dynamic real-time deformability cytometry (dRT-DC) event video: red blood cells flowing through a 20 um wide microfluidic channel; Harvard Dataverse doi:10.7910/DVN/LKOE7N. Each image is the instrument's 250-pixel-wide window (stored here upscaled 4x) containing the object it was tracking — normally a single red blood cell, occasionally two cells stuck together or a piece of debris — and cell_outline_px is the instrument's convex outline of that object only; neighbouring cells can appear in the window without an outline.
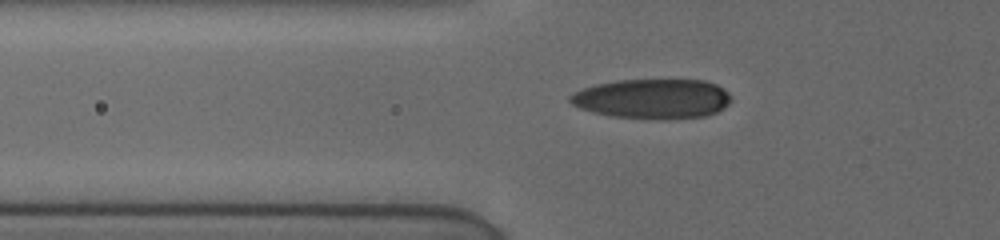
{"species": "human", "species_latin": "Homo sapiens", "temperature_condition": "cold", "stored_images_in_passage": 4, "camera_frame_rate_fps": 3000, "um_per_image_px": 0.085, "donor": {"sex": "female"}, "frame": {"image": 1, "passage_image": 4, "time_ms": 3.0, "image_size_px": [1000, 240], "cell_outline_px": [[732, 100], [724, 108], [716, 112], [704, 116], [612, 116], [592, 112], [580, 108], [572, 104], [568, 100], [568, 96], [572, 92], [596, 84], [620, 80], [704, 80], [716, 84], [724, 88], [732, 96]], "centroid_in_image_um": [55.45, 8.34], "position_along_channel_um": 70.3, "area_um2": 36.3}}